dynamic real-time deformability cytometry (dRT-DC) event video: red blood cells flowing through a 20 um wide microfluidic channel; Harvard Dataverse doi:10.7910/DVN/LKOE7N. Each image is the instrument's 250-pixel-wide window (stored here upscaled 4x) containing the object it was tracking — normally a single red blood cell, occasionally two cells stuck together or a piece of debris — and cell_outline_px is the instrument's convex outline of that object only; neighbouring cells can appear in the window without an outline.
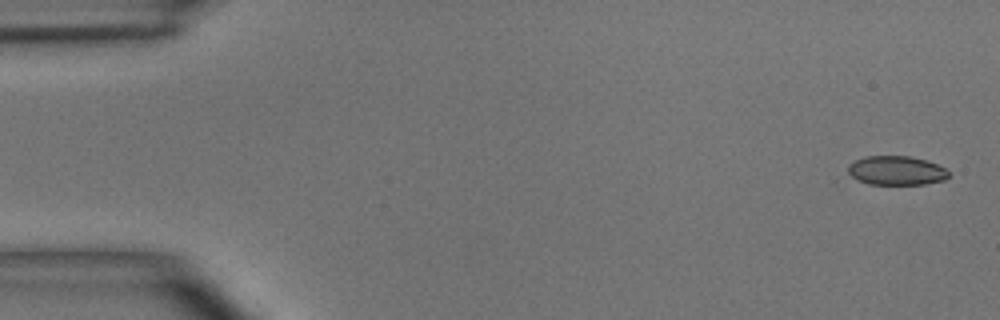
{"species": "common noctule bat (a hibernating species)", "species_latin": "Nyctalus noctula", "temperature_condition": "room temperature", "stored_images_in_passage": 5, "camera_frame_rate_fps": 3000, "um_per_image_px": 0.085, "animal": {"sex": "male", "body_mass_g": 15.6}, "frame": {"image": 1, "passage_image": 1, "time_ms": 0.0, "image_size_px": [1000, 320], "cell_outline_px": [[948, 176], [944, 180], [924, 184], [868, 184], [852, 176], [848, 172], [848, 164], [864, 156], [912, 156], [936, 164], [944, 168], [948, 172]], "centroid_in_image_um": [76.17, 14.49], "position_along_channel_um": 8.8, "area_um2": 16.88}}
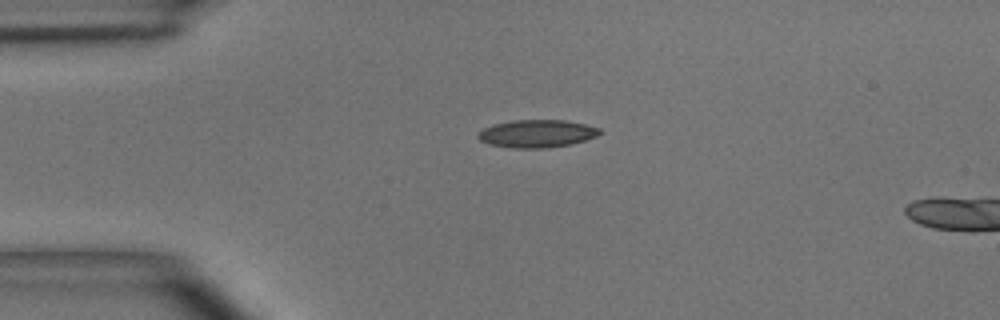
{"frame": {"image": 2, "passage_image": 5, "time_ms": 5.667, "image_size_px": [1000, 320], "cell_outline_px": [[604, 132], [596, 136], [572, 144], [548, 148], [512, 148], [488, 144], [480, 140], [476, 136], [484, 128], [492, 124], [512, 120], [564, 120], [584, 124], [600, 128]], "centroid_in_image_um": [45.64, 11.36], "position_along_channel_um": 39.4, "area_um2": 19.77}}